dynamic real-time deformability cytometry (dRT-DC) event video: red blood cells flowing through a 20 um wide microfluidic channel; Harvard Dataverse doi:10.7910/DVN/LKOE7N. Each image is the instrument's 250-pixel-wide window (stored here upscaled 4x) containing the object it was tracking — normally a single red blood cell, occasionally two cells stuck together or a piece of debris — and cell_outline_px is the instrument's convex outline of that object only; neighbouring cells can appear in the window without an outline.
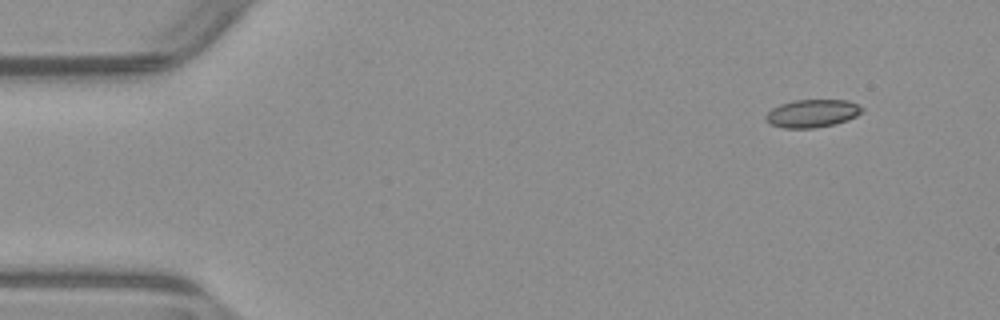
{"species": "common noctule bat (a hibernating species)", "species_latin": "Nyctalus noctula", "temperature_condition": "warm", "stored_images_in_passage": 49, "camera_frame_rate_fps": 3000, "um_per_image_px": 0.085, "animal": {"sex": "male", "body_mass_g": 23.1, "forearm_length_mm": 52.7}, "frame": {"image": 1, "passage_image": 1, "time_ms": 0.0, "image_size_px": [1000, 320], "cell_outline_px": [[864, 108], [856, 116], [848, 120], [836, 124], [816, 128], [784, 128], [772, 124], [764, 120], [764, 116], [772, 108], [780, 104], [796, 100], [848, 100]], "centroid_in_image_um": [69.03, 9.64], "position_along_channel_um": 16.0, "area_um2": 15.66}}
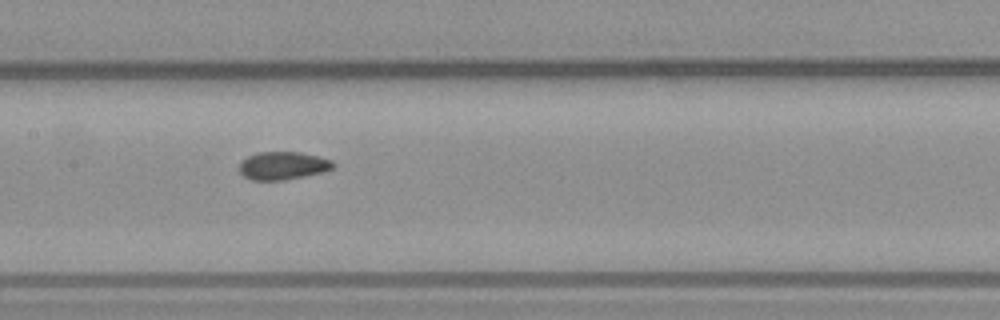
{"frame": {"image": 2, "passage_image": 22, "time_ms": 7.0, "image_size_px": [1000, 320], "cell_outline_px": [[336, 164], [332, 168], [324, 172], [304, 176], [280, 180], [252, 180], [244, 176], [240, 172], [240, 160], [256, 152], [300, 152], [320, 156], [332, 160]], "centroid_in_image_um": [24.06, 14.07], "position_along_channel_um": 183.3, "area_um2": 15.37}}
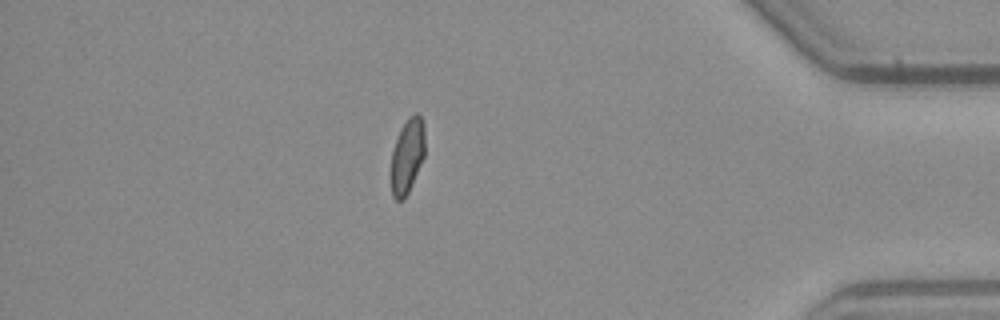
{"frame": {"image": 3, "passage_image": 42, "time_ms": 13.667, "image_size_px": [1000, 320], "cell_outline_px": [[424, 156], [412, 184], [404, 200], [396, 200], [392, 196], [388, 176], [392, 152], [400, 128], [408, 116], [416, 112], [420, 116], [424, 124]], "centroid_in_image_um": [34.57, 13.29], "position_along_channel_um": 400.6, "area_um2": 15.26}, "authors_computed_cell_mechanics": {"area_um2": 15.3748, "velocity_mm_per_s": 3.9086, "shape_relaxation_time_tau1_ms": 4.3088, "shape_relaxation_time_tau2_ms": 1.4994, "deformation_change_tau1": 0.1163, "deformation_change_tau2": 0.0585}}